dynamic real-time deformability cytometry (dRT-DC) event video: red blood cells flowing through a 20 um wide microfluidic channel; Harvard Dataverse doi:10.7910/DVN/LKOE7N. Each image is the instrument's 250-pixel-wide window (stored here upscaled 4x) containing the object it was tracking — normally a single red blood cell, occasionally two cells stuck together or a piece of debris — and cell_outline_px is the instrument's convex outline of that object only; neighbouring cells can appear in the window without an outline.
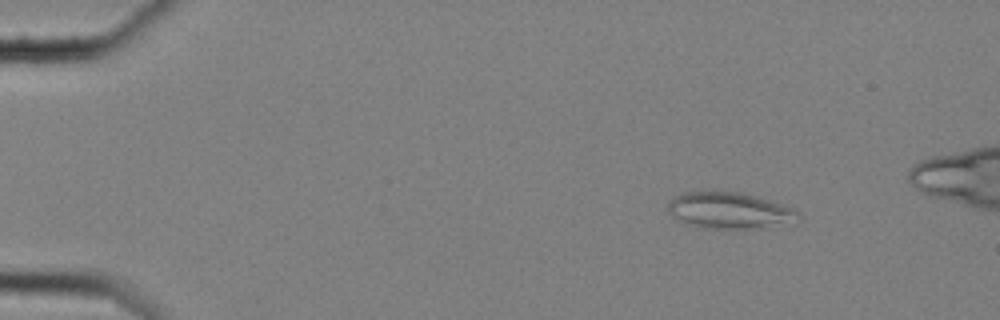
{"species": "common noctule bat (a hibernating species)", "species_latin": "Nyctalus noctula", "temperature_condition": "cold", "stored_images_in_passage": 56, "camera_frame_rate_fps": 3000, "um_per_image_px": 0.085, "animal": {"sex": "female", "body_mass_g": 25.1}, "frame": {"image": 1, "passage_image": 7, "time_ms": 2.0, "image_size_px": [1000, 320], "cell_outline_px": [[800, 220], [796, 224], [760, 228], [704, 228], [688, 224], [676, 220], [668, 212], [668, 200], [684, 192], [716, 188], [740, 192], [756, 196], [792, 208], [800, 212]], "centroid_in_image_um": [62.01, 17.87], "position_along_channel_um": 23.0, "area_um2": 28.67}}
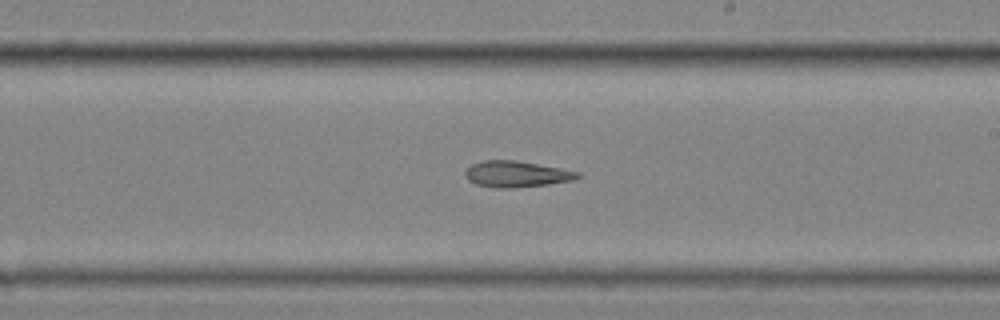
{"frame": {"image": 2, "passage_image": 34, "time_ms": 11.0, "image_size_px": [1000, 320], "cell_outline_px": [[580, 176], [572, 180], [548, 184], [512, 188], [496, 188], [476, 184], [468, 180], [464, 176], [464, 172], [472, 164], [484, 160], [512, 160], [560, 168], [580, 172]], "centroid_in_image_um": [43.86, 14.8], "position_along_channel_um": 245.1, "area_um2": 16.94}}
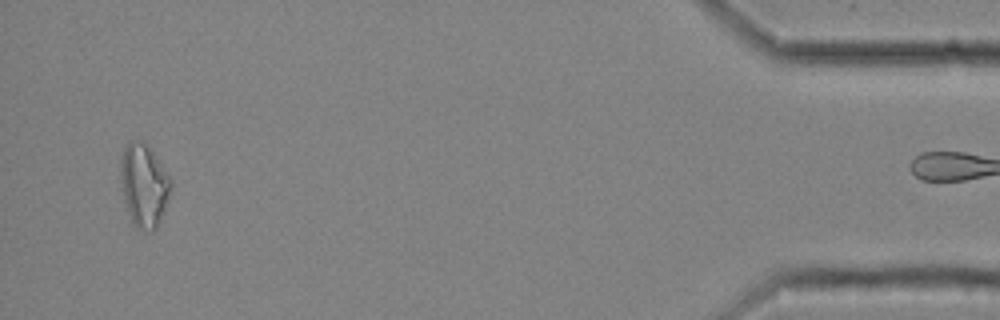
{"frame": {"image": 3, "passage_image": 55, "time_ms": 18.0, "image_size_px": [1000, 320], "cell_outline_px": [[172, 184], [164, 208], [156, 228], [152, 232], [136, 228], [132, 220], [124, 200], [120, 180], [120, 160], [124, 148], [128, 140], [144, 140], [172, 176]], "centroid_in_image_um": [12.23, 15.67], "position_along_channel_um": 423.0, "area_um2": 24.51}}